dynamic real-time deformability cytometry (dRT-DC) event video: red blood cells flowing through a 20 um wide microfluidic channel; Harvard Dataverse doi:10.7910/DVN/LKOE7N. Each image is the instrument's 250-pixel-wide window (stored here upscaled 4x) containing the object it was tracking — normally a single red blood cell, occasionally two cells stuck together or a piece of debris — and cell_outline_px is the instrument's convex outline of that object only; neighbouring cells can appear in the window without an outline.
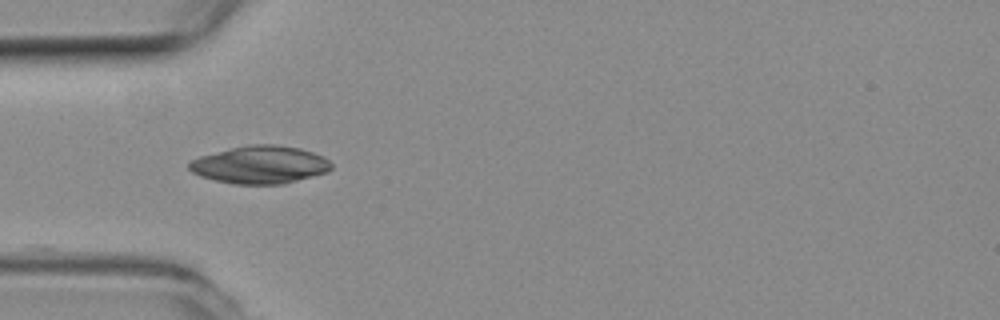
{"species": "common noctule bat (a hibernating species)", "species_latin": "Nyctalus noctula", "temperature_condition": "room temperature", "stored_images_in_passage": 38, "camera_frame_rate_fps": 3000, "um_per_image_px": 0.085, "animal": {"sex": "female", "body_mass_g": 19.3, "forearm_length_mm": 54.1}, "frame": {"image": 1, "passage_image": 1, "time_ms": 0.0, "image_size_px": [1000, 320], "cell_outline_px": [[332, 168], [328, 172], [284, 184], [232, 184], [200, 176], [192, 172], [188, 168], [188, 164], [192, 160], [200, 156], [248, 144], [272, 144], [300, 148], [324, 156], [332, 164]], "centroid_in_image_um": [22.13, 14.01], "position_along_channel_um": 62.9, "area_um2": 31.27}}
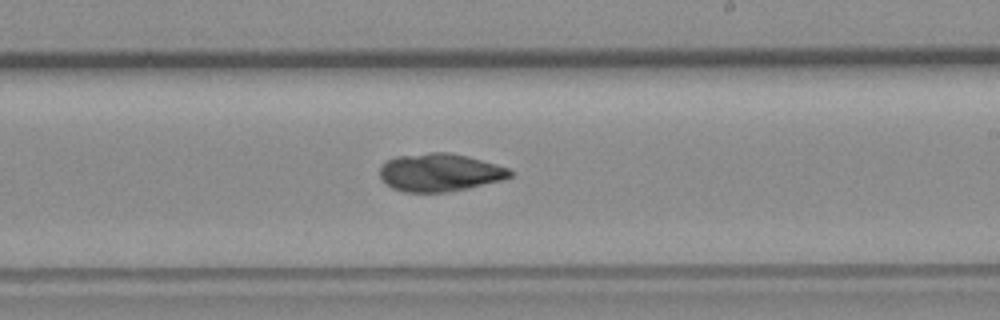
{"frame": {"image": 2, "passage_image": 16, "time_ms": 5.0, "image_size_px": [1000, 320], "cell_outline_px": [[512, 176], [504, 180], [468, 188], [448, 192], [404, 192], [392, 188], [380, 180], [380, 168], [388, 160], [396, 156], [432, 152], [448, 152], [468, 156], [496, 164], [508, 168], [512, 172]], "centroid_in_image_um": [37.38, 14.66], "position_along_channel_um": 251.6, "area_um2": 28.9}}
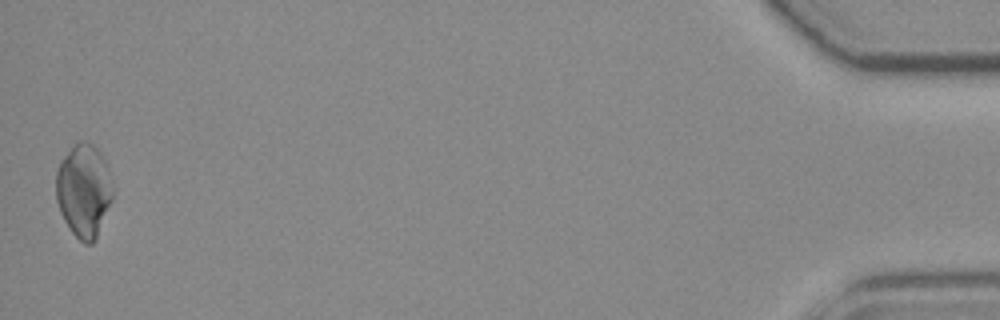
{"frame": {"image": 3, "passage_image": 38, "time_ms": 12.333, "image_size_px": [1000, 320], "cell_outline_px": [[112, 200], [96, 240], [92, 244], [84, 244], [72, 232], [64, 220], [60, 212], [56, 200], [56, 172], [60, 160], [76, 144], [92, 144], [100, 152], [108, 168], [112, 180]], "centroid_in_image_um": [7.13, 16.26], "position_along_channel_um": 428.1, "area_um2": 30.58}, "authors_computed_cell_mechanics": {"area_um2": 28.7555, "velocity_mm_per_s": 3.7839, "shape_relaxation_time_tau1_ms": null, "shape_relaxation_time_tau2_ms": 4.6724, "deformation_change_tau1": null, "deformation_change_tau2": 0.0759}}